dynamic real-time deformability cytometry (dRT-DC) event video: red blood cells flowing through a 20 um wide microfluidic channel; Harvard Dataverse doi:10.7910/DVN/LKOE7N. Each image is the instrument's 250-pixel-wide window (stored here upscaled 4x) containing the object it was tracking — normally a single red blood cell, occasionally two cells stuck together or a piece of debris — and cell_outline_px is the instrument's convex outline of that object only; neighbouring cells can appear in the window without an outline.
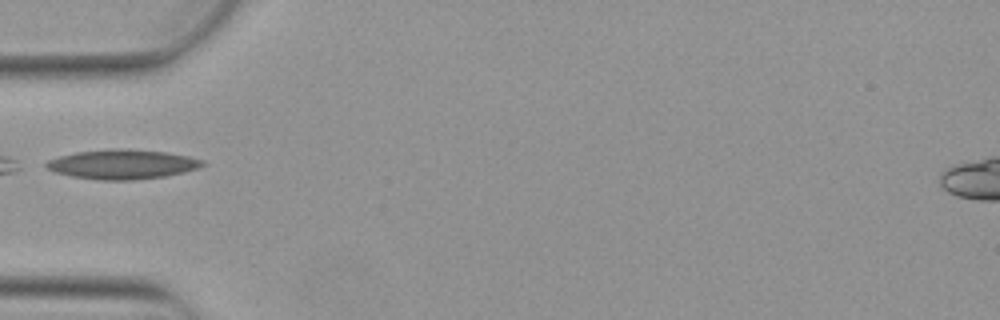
{"species": "Egyptian fruit bat (a non-hibernating species)", "species_latin": "Rousettus aegyptiacus", "temperature_condition": "warm", "stored_images_in_passage": 1, "camera_frame_rate_fps": 3000, "um_per_image_px": 0.085, "animal": {"sex": "female"}, "frame": {"image": 1, "passage_image": 1, "time_ms": 0.0, "image_size_px": [1000, 320], "cell_outline_px": [[208, 164], [200, 168], [184, 172], [164, 176], [132, 180], [100, 180], [72, 176], [56, 172], [44, 168], [44, 164], [48, 160], [60, 156], [76, 152], [112, 148], [128, 148], [168, 152], [188, 156], [204, 160]], "centroid_in_image_um": [10.43, 13.95], "position_along_channel_um": 74.6, "area_um2": 27.17}}